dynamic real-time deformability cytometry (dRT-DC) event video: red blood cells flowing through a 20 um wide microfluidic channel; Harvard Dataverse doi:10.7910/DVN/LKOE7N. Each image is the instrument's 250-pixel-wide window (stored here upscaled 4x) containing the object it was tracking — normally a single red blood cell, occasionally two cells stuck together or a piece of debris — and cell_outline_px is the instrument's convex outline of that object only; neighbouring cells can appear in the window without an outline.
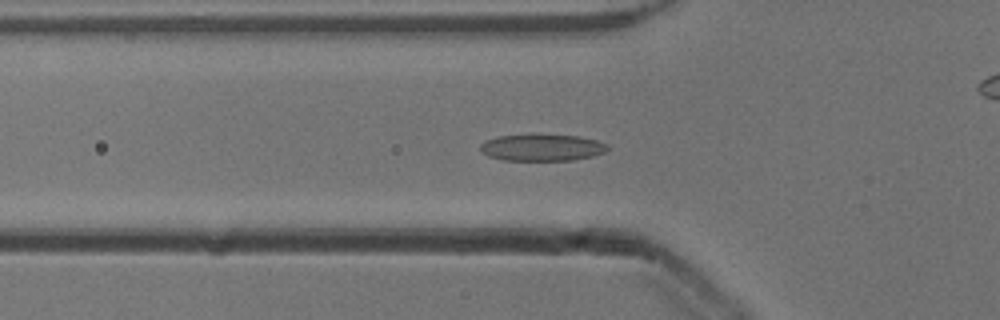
{"species": "common noctule bat (a hibernating species)", "species_latin": "Nyctalus noctula", "temperature_condition": "cold", "stored_images_in_passage": 41, "camera_frame_rate_fps": 3000, "um_per_image_px": 0.085, "animal": {"sex": "male", "body_mass_g": 13.3}, "frame": {"image": 1, "passage_image": 5, "time_ms": 1.333, "image_size_px": [1000, 320], "cell_outline_px": [[608, 148], [604, 152], [592, 156], [572, 160], [504, 160], [488, 156], [480, 148], [480, 144], [484, 140], [496, 136], [580, 136], [596, 140], [608, 144]], "centroid_in_image_um": [46.07, 12.56], "position_along_channel_um": 79.7, "area_um2": 19.31}}
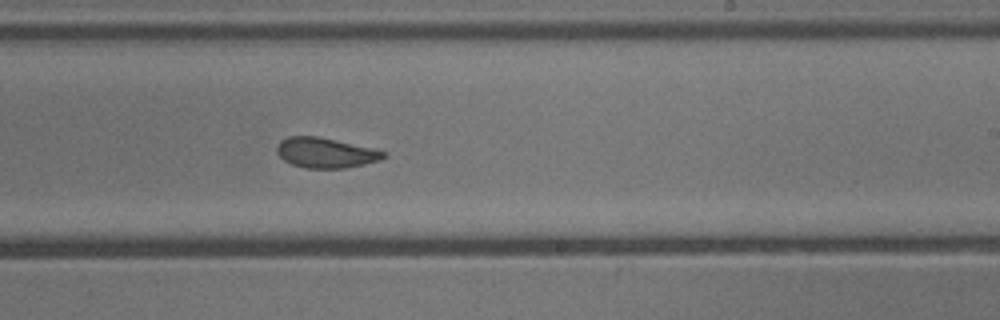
{"frame": {"image": 2, "passage_image": 19, "time_ms": 6.0, "image_size_px": [1000, 320], "cell_outline_px": [[388, 156], [380, 160], [348, 168], [304, 168], [292, 164], [284, 160], [276, 152], [276, 148], [280, 140], [288, 136], [316, 136], [372, 148], [384, 152]], "centroid_in_image_um": [27.65, 12.99], "position_along_channel_um": 261.3, "area_um2": 18.67}}
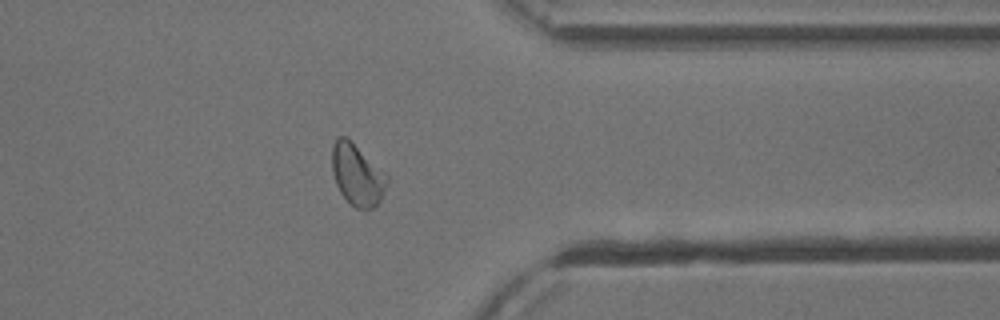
{"frame": {"image": 3, "passage_image": 29, "time_ms": 9.333, "image_size_px": [1000, 320], "cell_outline_px": [[388, 180], [380, 200], [372, 208], [356, 208], [340, 192], [336, 184], [332, 172], [332, 144], [336, 136], [344, 136], [384, 172], [388, 176]], "centroid_in_image_um": [30.32, 14.85], "position_along_channel_um": 381.1, "area_um2": 19.07}, "authors_computed_cell_mechanics": {"area_um2": 19.1896, "velocity_mm_per_s": 3.8761, "shape_relaxation_time_tau1_ms": 5.5665, "shape_relaxation_time_tau2_ms": 1.6861, "deformation_change_tau1": 0.1713, "deformation_change_tau2": 0.0809}}